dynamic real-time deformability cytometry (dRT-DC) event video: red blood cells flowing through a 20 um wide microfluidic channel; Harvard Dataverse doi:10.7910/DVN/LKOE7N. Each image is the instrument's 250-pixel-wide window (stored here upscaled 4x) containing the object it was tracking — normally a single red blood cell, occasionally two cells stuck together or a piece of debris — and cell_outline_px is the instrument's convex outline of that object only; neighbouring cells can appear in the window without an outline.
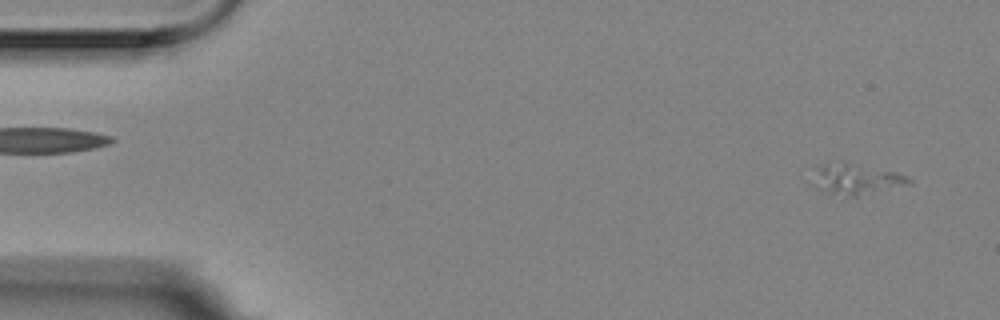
{"species": "Egyptian fruit bat (a non-hibernating species)", "species_latin": "Rousettus aegyptiacus", "temperature_condition": "room temperature", "stored_images_in_passage": 6, "segment_of_instrument_passage": [2, 2], "camera_frame_rate_fps": 3000, "um_per_image_px": 0.085, "animal": {"sex": "female"}, "frame": {"image": 1, "passage_image": 6, "time_ms": 1.667, "image_size_px": [1000, 320], "cell_outline_px": [[912, 184], [856, 196], [848, 196], [828, 192], [816, 188], [820, 168], [824, 164], [840, 160], [896, 172], [912, 180]], "centroid_in_image_um": [72.88, 15.21], "position_along_channel_um": 12.1, "area_um2": 16.53}}